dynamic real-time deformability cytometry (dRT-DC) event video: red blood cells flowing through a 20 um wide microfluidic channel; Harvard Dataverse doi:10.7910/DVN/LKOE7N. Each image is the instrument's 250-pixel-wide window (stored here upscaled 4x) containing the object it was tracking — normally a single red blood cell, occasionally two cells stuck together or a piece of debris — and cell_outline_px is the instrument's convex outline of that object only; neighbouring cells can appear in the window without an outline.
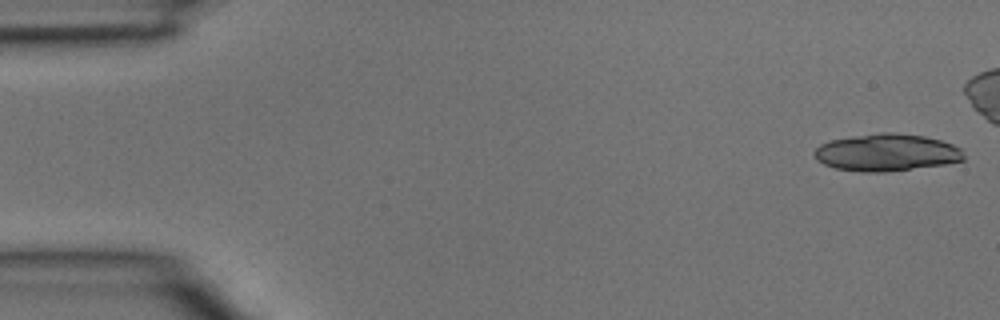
{"species": "common noctule bat (a hibernating species)", "species_latin": "Nyctalus noctula", "temperature_condition": "room temperature", "stored_images_in_passage": 6, "camera_frame_rate_fps": 3000, "um_per_image_px": 0.085, "animal": {"sex": "male", "body_mass_g": 15.6}, "frame": {"image": 1, "passage_image": 1, "time_ms": 0.0, "image_size_px": [1000, 320], "cell_outline_px": [[964, 160], [944, 164], [884, 172], [864, 172], [836, 168], [824, 164], [816, 160], [812, 152], [820, 144], [832, 140], [852, 136], [880, 132], [892, 132], [924, 136], [940, 140], [952, 144], [960, 148], [964, 156]], "centroid_in_image_um": [75.33, 12.96], "position_along_channel_um": 9.7, "area_um2": 32.31}}